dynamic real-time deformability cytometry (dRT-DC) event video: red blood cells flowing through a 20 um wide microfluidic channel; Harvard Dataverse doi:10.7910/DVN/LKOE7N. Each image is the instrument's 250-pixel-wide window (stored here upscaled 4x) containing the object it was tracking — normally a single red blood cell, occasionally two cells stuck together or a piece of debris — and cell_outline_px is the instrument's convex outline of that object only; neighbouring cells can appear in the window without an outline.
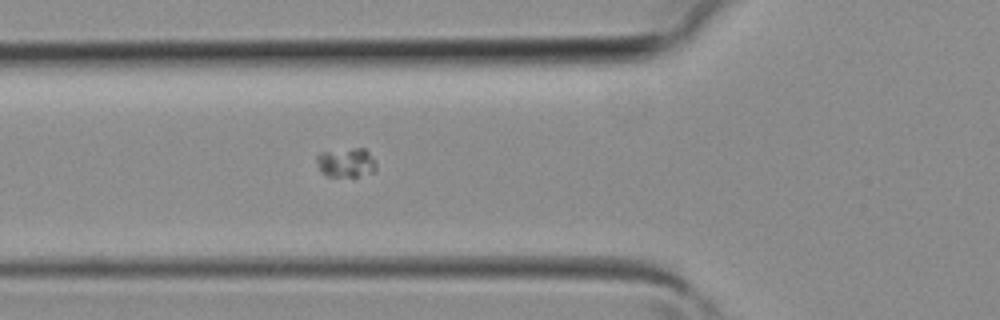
{"species": "common noctule bat (a hibernating species)", "species_latin": "Nyctalus noctula", "temperature_condition": "room temperature", "stored_images_in_passage": 38, "camera_frame_rate_fps": 3000, "um_per_image_px": 0.085, "animal": {"sex": "female", "body_mass_g": 19.3, "forearm_length_mm": 54.1}, "frame": {"image": 1, "passage_image": 12, "time_ms": 3.667, "image_size_px": [1000, 320], "cell_outline_px": [[376, 168], [372, 172], [356, 176], [328, 176], [320, 172], [316, 160], [316, 156], [320, 152], [352, 148], [364, 148], [368, 152], [376, 164]], "centroid_in_image_um": [29.38, 13.81], "position_along_channel_um": 96.4, "area_um2": 10.06}}